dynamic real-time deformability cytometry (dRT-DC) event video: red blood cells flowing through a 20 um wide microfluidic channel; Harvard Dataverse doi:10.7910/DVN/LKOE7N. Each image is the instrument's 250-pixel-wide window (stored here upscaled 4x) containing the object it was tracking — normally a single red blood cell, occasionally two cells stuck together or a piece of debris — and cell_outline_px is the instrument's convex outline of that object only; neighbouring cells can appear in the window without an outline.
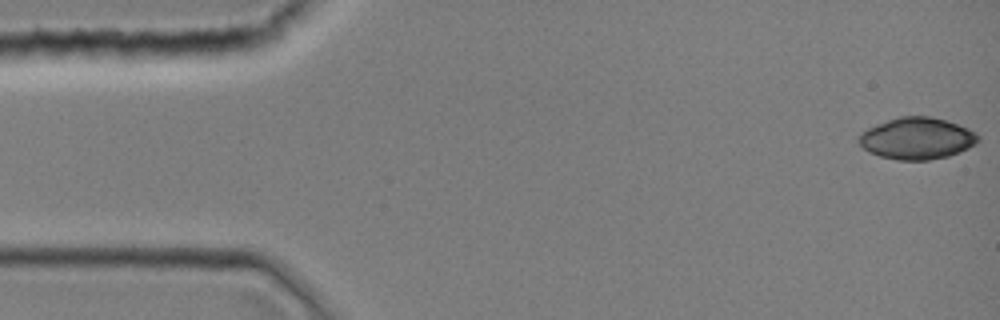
{"species": "common noctule bat (a hibernating species)", "species_latin": "Nyctalus noctula", "temperature_condition": "room temperature", "stored_images_in_passage": 43, "camera_frame_rate_fps": 3000, "um_per_image_px": 0.085, "animal": {"sex": "female", "body_mass_g": 19.0, "forearm_length_mm": 51.5}, "frame": {"image": 1, "passage_image": 1, "time_ms": 0.0, "image_size_px": [1000, 320], "cell_outline_px": [[980, 140], [976, 144], [968, 148], [948, 156], [928, 160], [896, 160], [880, 156], [868, 152], [860, 144], [860, 136], [868, 128], [876, 124], [900, 116], [932, 116], [968, 128], [980, 136]], "centroid_in_image_um": [77.96, 11.77], "position_along_channel_um": 7.0, "area_um2": 28.78}}
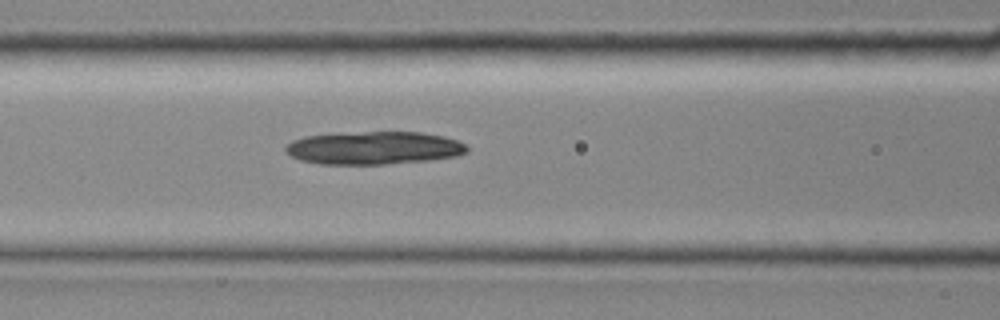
{"frame": {"image": 2, "passage_image": 18, "time_ms": 5.667, "image_size_px": [1000, 320], "cell_outline_px": [[468, 152], [456, 156], [428, 160], [384, 164], [320, 164], [300, 160], [284, 152], [284, 148], [292, 140], [304, 136], [364, 132], [420, 132], [444, 136], [456, 140], [464, 144], [468, 148]], "centroid_in_image_um": [31.77, 12.58], "position_along_channel_um": 134.8, "area_um2": 34.68}}
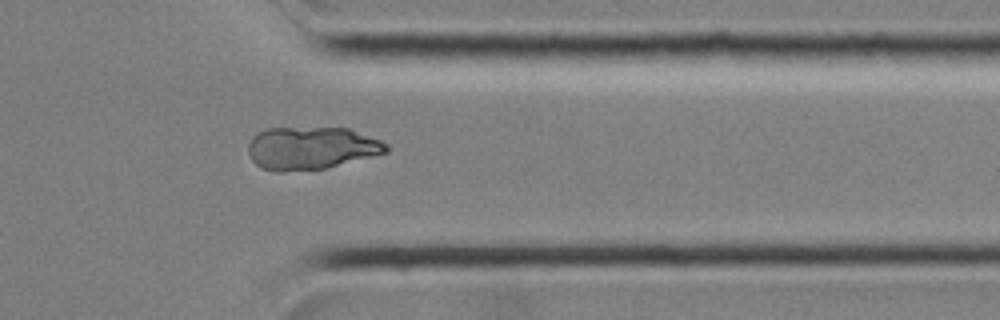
{"frame": {"image": 3, "passage_image": 35, "time_ms": 11.333, "image_size_px": [1000, 320], "cell_outline_px": [[388, 152], [324, 168], [284, 172], [276, 172], [260, 168], [252, 160], [248, 152], [248, 144], [252, 136], [256, 132], [268, 128], [348, 128], [380, 140], [388, 144]], "centroid_in_image_um": [26.4, 12.59], "position_along_channel_um": 385.0, "area_um2": 34.33}}